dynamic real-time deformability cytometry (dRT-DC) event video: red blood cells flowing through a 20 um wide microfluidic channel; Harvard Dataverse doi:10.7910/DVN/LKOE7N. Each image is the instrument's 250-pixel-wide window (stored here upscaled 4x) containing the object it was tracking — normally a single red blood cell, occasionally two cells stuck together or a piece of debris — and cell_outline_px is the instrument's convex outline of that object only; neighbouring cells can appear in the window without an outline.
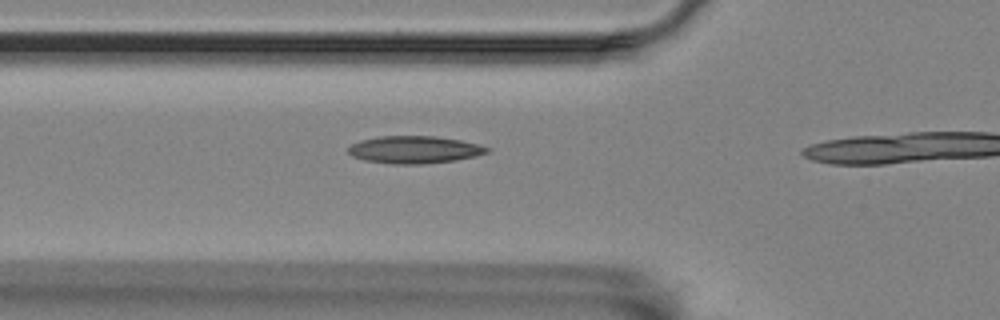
{"species": "Egyptian fruit bat (a non-hibernating species)", "species_latin": "Rousettus aegyptiacus", "temperature_condition": "room temperature", "stored_images_in_passage": 12, "camera_frame_rate_fps": 3000, "um_per_image_px": 0.085, "animal": {"sex": "female"}, "frame": {"image": 1, "passage_image": 7, "time_ms": 2.0, "image_size_px": [1000, 320], "cell_outline_px": [[492, 148], [488, 152], [476, 156], [456, 160], [424, 164], [392, 164], [364, 160], [352, 156], [348, 152], [348, 148], [352, 144], [360, 140], [376, 136], [436, 136], [460, 140]], "centroid_in_image_um": [35.21, 12.72], "position_along_channel_um": 90.6, "area_um2": 22.25}}
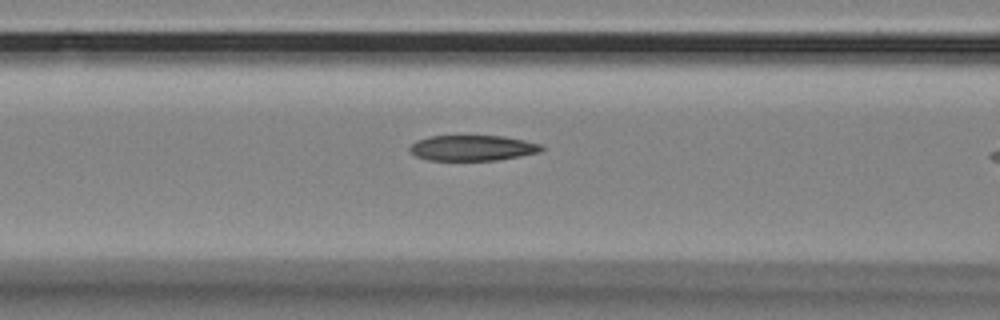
{"frame": {"image": 2, "passage_image": 10, "time_ms": 3.0, "image_size_px": [1000, 320], "cell_outline_px": [[544, 148], [540, 152], [520, 156], [496, 160], [428, 160], [416, 156], [408, 148], [416, 140], [428, 136], [504, 136], [524, 140], [540, 144]], "centroid_in_image_um": [40.15, 12.57], "position_along_channel_um": 126.4, "area_um2": 19.54}}